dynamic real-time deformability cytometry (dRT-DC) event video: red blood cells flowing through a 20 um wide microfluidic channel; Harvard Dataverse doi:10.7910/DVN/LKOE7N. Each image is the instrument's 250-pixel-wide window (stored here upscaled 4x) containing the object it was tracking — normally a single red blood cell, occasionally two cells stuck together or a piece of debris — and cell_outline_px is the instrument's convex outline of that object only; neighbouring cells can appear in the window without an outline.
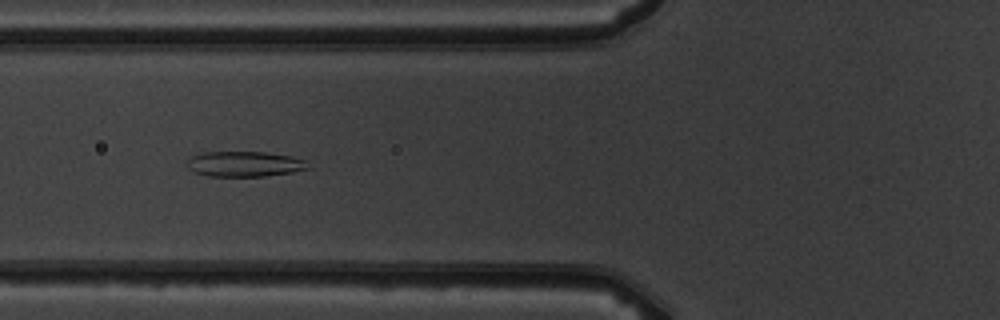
{"species": "common noctule bat (a hibernating species)", "species_latin": "Nyctalus noctula", "temperature_condition": "warm", "stored_images_in_passage": 8, "camera_frame_rate_fps": 3000, "um_per_image_px": 0.085, "animal": {"sex": "male", "body_mass_g": 19.5, "forearm_length_mm": 54.6}, "frame": {"image": 1, "passage_image": 6, "time_ms": 5.667, "image_size_px": [1000, 320], "cell_outline_px": [[312, 168], [292, 172], [264, 176], [208, 176], [196, 172], [188, 168], [184, 164], [192, 156], [204, 152], [264, 152], [288, 156], [308, 160]], "centroid_in_image_um": [20.81, 13.94], "position_along_channel_um": 105.0, "area_um2": 17.92}}
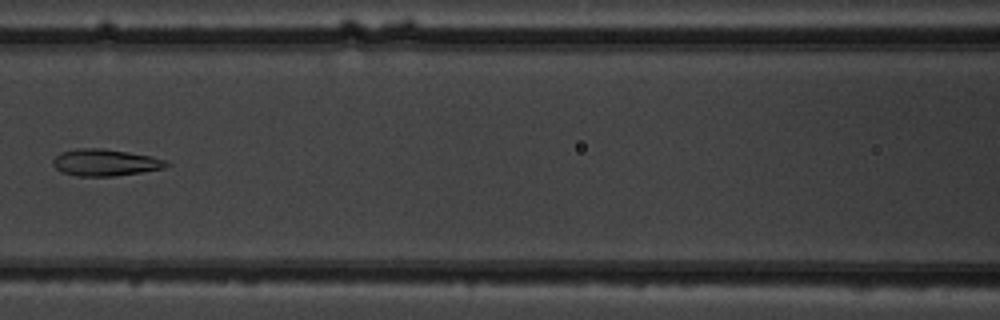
{"frame": {"image": 2, "passage_image": 7, "time_ms": 7.0, "image_size_px": [1000, 320], "cell_outline_px": [[172, 164], [164, 168], [116, 176], [76, 176], [64, 172], [56, 168], [52, 164], [52, 160], [60, 152], [80, 148], [104, 148], [152, 156], [168, 160]], "centroid_in_image_um": [8.98, 13.81], "position_along_channel_um": 157.6, "area_um2": 17.8}}
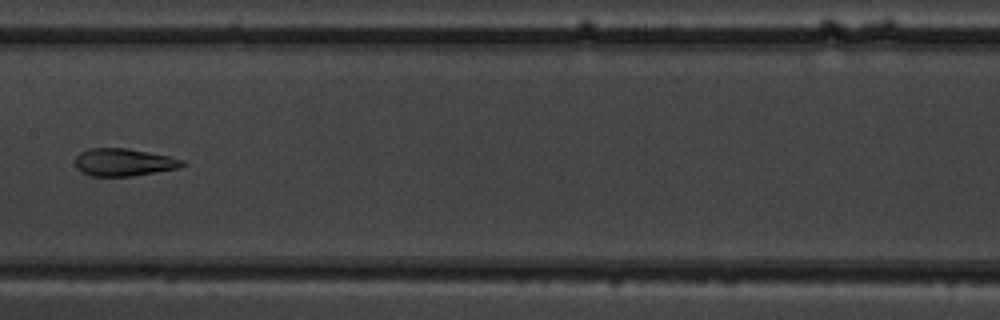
{"frame": {"image": 3, "passage_image": 8, "time_ms": 8.0, "image_size_px": [1000, 320], "cell_outline_px": [[188, 164], [176, 168], [132, 176], [92, 176], [80, 172], [76, 168], [76, 156], [80, 152], [88, 148], [128, 148], [168, 156], [184, 160]], "centroid_in_image_um": [10.49, 13.79], "position_along_channel_um": 196.9, "area_um2": 17.17}}